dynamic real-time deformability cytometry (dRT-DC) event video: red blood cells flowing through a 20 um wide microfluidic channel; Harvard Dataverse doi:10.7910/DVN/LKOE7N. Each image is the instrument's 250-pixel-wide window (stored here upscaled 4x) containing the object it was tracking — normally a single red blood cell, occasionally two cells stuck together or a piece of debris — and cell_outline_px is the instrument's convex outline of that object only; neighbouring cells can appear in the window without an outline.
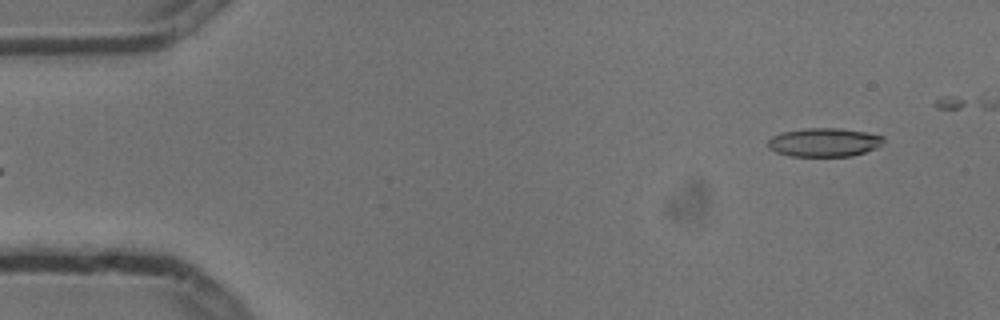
{"species": "common noctule bat (a hibernating species)", "species_latin": "Nyctalus noctula", "temperature_condition": "cold", "stored_images_in_passage": 5, "segment_of_instrument_passage": [2, 2], "camera_frame_rate_fps": 3000, "um_per_image_px": 0.085, "animal": {"sex": "male", "body_mass_g": 13.3}, "frame": {"image": 1, "passage_image": 5, "time_ms": 1.333, "image_size_px": [1000, 320], "cell_outline_px": [[884, 140], [876, 148], [852, 156], [792, 156], [776, 152], [768, 148], [768, 140], [772, 136], [780, 132], [804, 128], [840, 128], [864, 132], [884, 136]], "centroid_in_image_um": [70.02, 12.09], "position_along_channel_um": 15.0, "area_um2": 19.31}}